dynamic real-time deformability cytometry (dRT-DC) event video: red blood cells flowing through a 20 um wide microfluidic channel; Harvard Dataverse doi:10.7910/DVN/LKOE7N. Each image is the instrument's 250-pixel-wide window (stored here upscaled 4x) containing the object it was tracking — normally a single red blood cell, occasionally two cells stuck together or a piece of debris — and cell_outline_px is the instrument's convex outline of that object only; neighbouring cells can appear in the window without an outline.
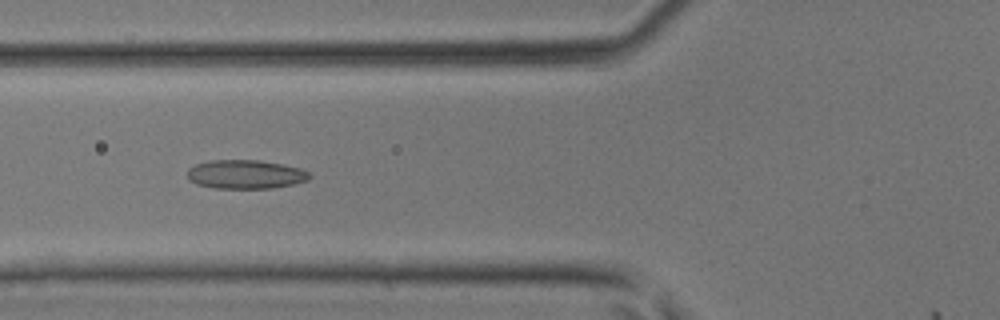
{"species": "common noctule bat (a hibernating species)", "species_latin": "Nyctalus noctula", "temperature_condition": "room temperature", "stored_images_in_passage": 44, "camera_frame_rate_fps": 3000, "um_per_image_px": 0.085, "animal": {"sex": "male", "body_mass_g": 17.9, "forearm_length_mm": 54.2}, "frame": {"image": 1, "passage_image": 18, "time_ms": 5.667, "image_size_px": [1000, 320], "cell_outline_px": [[312, 176], [308, 180], [292, 184], [272, 188], [212, 188], [196, 184], [188, 180], [188, 168], [196, 164], [212, 160], [260, 160], [300, 168], [308, 172]], "centroid_in_image_um": [20.84, 14.82], "position_along_channel_um": 105.0, "area_um2": 20.52}}
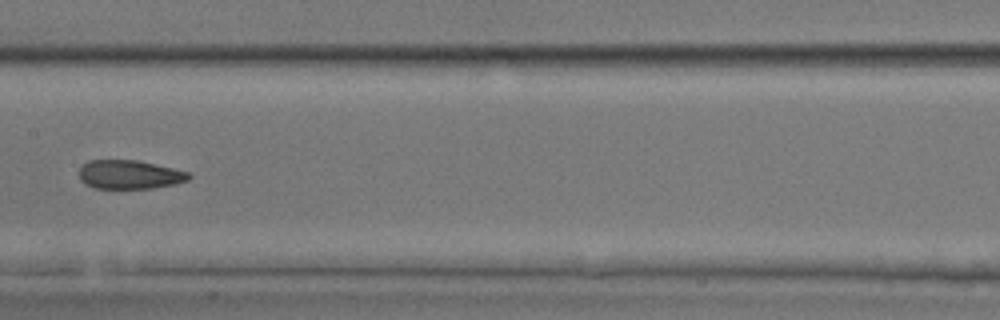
{"frame": {"image": 2, "passage_image": 24, "time_ms": 7.667, "image_size_px": [1000, 320], "cell_outline_px": [[192, 176], [188, 180], [172, 184], [152, 188], [96, 188], [84, 184], [80, 180], [80, 168], [88, 160], [140, 160], [188, 172]], "centroid_in_image_um": [10.99, 14.83], "position_along_channel_um": 196.4, "area_um2": 18.32}}
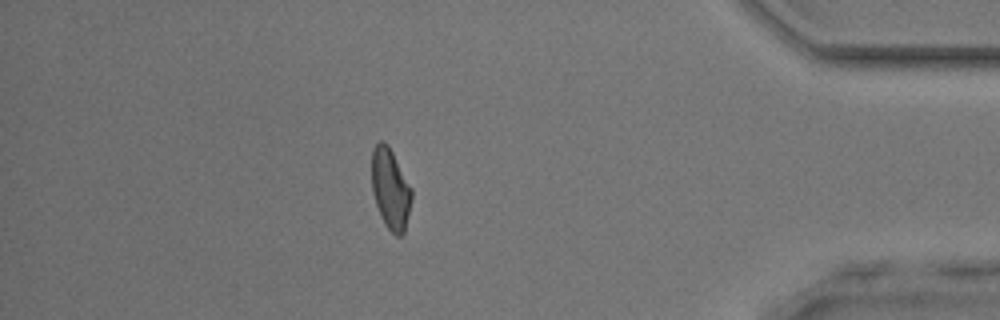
{"frame": {"image": 3, "passage_image": 40, "time_ms": 13.0, "image_size_px": [1000, 320], "cell_outline_px": [[412, 196], [404, 232], [400, 236], [396, 236], [384, 224], [376, 204], [372, 192], [372, 148], [380, 140], [384, 140], [388, 144], [412, 188]], "centroid_in_image_um": [33.18, 16.02], "position_along_channel_um": 402.0, "area_um2": 18.73}}